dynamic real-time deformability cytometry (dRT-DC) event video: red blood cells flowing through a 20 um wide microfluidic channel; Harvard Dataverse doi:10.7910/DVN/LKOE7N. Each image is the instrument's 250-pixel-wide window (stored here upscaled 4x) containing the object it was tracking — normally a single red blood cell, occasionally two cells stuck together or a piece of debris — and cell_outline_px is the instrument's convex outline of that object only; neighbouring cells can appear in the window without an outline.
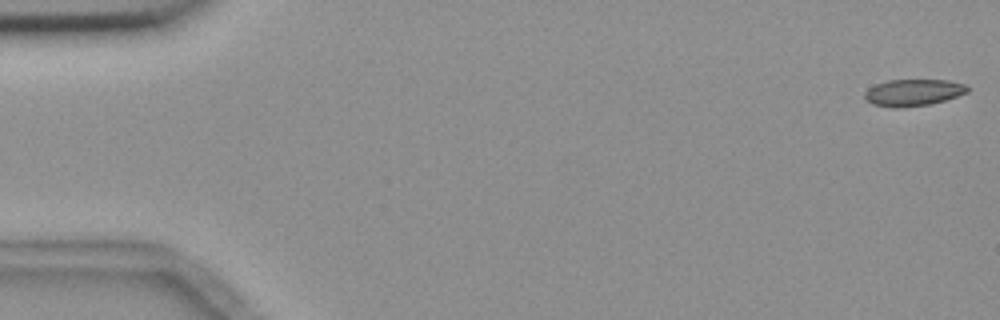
{"species": "common noctule bat (a hibernating species)", "species_latin": "Nyctalus noctula", "temperature_condition": "room temperature", "stored_images_in_passage": 5, "camera_frame_rate_fps": 3000, "um_per_image_px": 0.085, "animal": {"sex": "female", "body_mass_g": 18.4}, "frame": {"image": 1, "passage_image": 1, "time_ms": 0.0, "image_size_px": [1000, 320], "cell_outline_px": [[968, 92], [944, 100], [928, 104], [900, 108], [892, 108], [872, 104], [864, 100], [864, 92], [868, 88], [876, 84], [888, 80], [948, 80], [964, 84], [968, 88]], "centroid_in_image_um": [77.56, 7.87], "position_along_channel_um": 7.4, "area_um2": 16.01}}
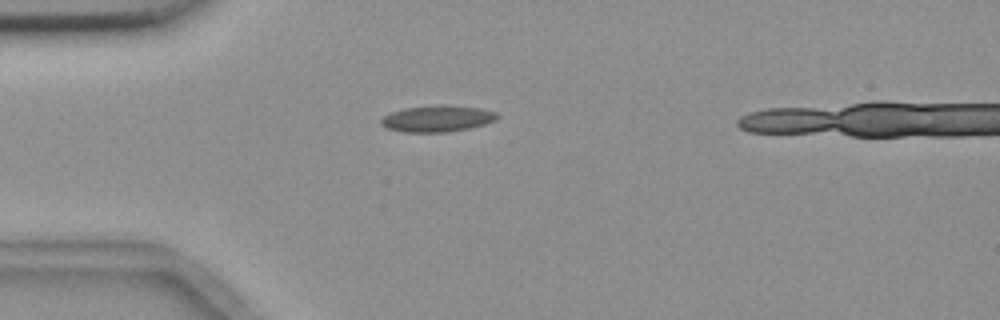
{"frame": {"image": 2, "passage_image": 5, "time_ms": 4.667, "image_size_px": [1000, 320], "cell_outline_px": [[500, 116], [496, 120], [484, 124], [468, 128], [448, 132], [404, 132], [384, 128], [380, 124], [380, 120], [384, 116], [392, 112], [404, 108], [444, 104], [480, 108], [496, 112]], "centroid_in_image_um": [37.16, 10.08], "position_along_channel_um": 47.8, "area_um2": 17.98}}